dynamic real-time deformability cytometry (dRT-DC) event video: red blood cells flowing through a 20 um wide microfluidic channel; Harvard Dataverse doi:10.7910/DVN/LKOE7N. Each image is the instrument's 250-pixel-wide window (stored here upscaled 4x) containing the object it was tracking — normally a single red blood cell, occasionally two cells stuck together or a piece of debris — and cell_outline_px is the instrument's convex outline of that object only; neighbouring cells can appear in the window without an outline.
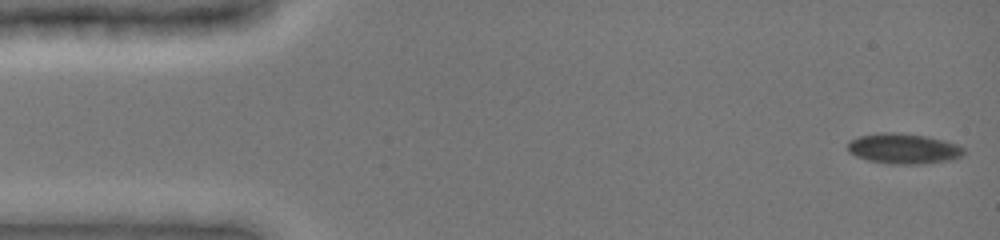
{"species": "common noctule bat (a hibernating species)", "species_latin": "Nyctalus noctula", "temperature_condition": "cold", "stored_images_in_passage": 24, "camera_frame_rate_fps": 3000, "um_per_image_px": 0.085, "animal": {"sex": "female", "body_mass_g": 19.0, "forearm_length_mm": 51.5}, "frame": {"image": 1, "passage_image": 1, "time_ms": 0.0, "image_size_px": [1000, 240], "cell_outline_px": [[964, 152], [960, 156], [952, 160], [916, 164], [892, 164], [868, 160], [856, 156], [848, 152], [848, 140], [860, 136], [880, 132], [896, 132], [924, 136], [944, 140], [956, 144], [964, 148]], "centroid_in_image_um": [76.77, 12.63], "position_along_channel_um": 8.2, "area_um2": 20.46}}
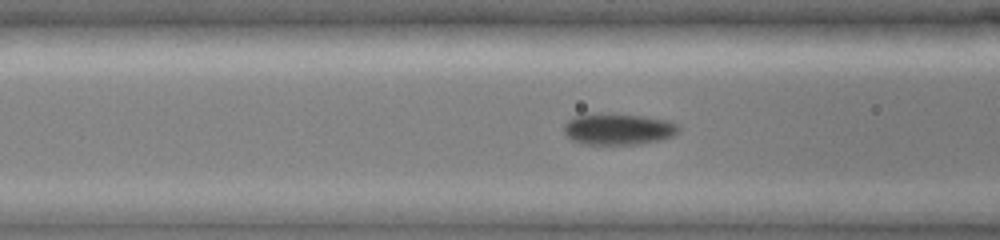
{"frame": {"image": 2, "passage_image": 18, "time_ms": 5.667, "image_size_px": [1000, 240], "cell_outline_px": [[680, 132], [672, 136], [660, 140], [636, 144], [584, 144], [572, 140], [564, 132], [564, 124], [572, 116], [596, 112], [612, 112], [648, 116], [668, 120], [680, 124]], "centroid_in_image_um": [52.57, 10.93], "position_along_channel_um": 114.0, "area_um2": 21.68}}
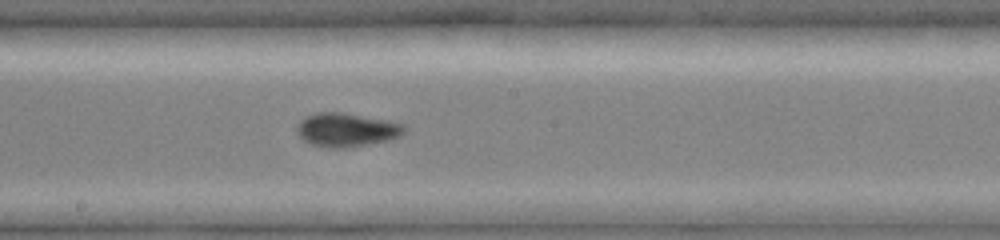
{"frame": {"image": 3, "passage_image": 24, "time_ms": 7.667, "image_size_px": [1000, 240], "cell_outline_px": [[408, 128], [400, 136], [388, 140], [344, 148], [328, 148], [312, 144], [304, 140], [296, 132], [296, 124], [304, 116], [316, 112], [344, 112], [388, 120], [408, 124]], "centroid_in_image_um": [29.46, 11.01], "position_along_channel_um": 218.7, "area_um2": 21.44}}